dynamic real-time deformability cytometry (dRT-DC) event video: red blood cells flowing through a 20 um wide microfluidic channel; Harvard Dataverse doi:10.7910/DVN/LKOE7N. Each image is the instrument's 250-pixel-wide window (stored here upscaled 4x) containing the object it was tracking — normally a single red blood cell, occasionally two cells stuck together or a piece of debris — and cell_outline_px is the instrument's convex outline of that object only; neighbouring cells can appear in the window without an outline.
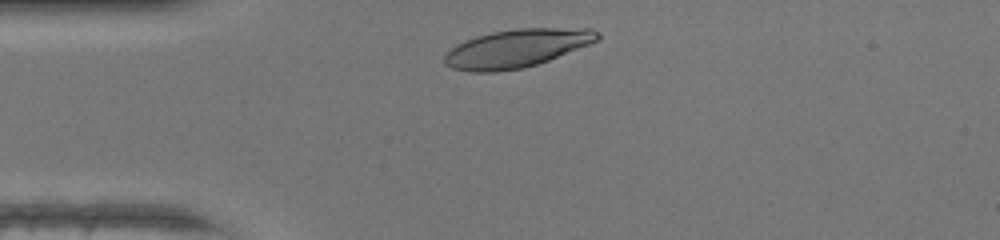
{"species": "human", "species_latin": "Homo sapiens", "temperature_condition": "warm", "stored_images_in_passage": 29, "camera_frame_rate_fps": 3000, "um_per_image_px": 0.085, "donor": {"sex": "female"}, "frame": {"image": 1, "passage_image": 3, "time_ms": 0.667, "image_size_px": [1000, 240], "cell_outline_px": [[600, 36], [596, 40], [588, 44], [548, 60], [524, 68], [496, 72], [472, 72], [452, 68], [444, 64], [444, 56], [456, 44], [476, 36], [492, 32], [516, 28], [592, 28], [600, 32]], "centroid_in_image_um": [43.89, 4.1], "position_along_channel_um": 41.1, "area_um2": 33.87}}
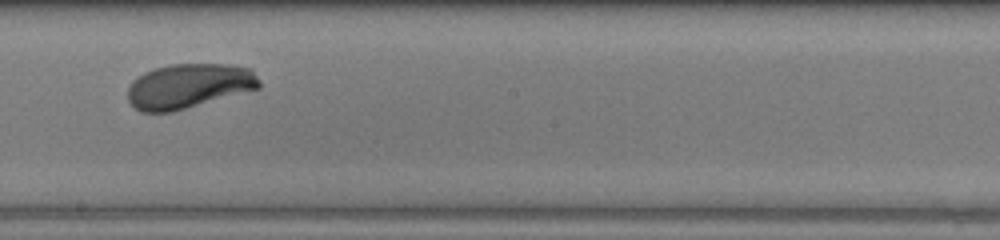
{"frame": {"image": 2, "passage_image": 18, "time_ms": 5.667, "image_size_px": [1000, 240], "cell_outline_px": [[260, 88], [172, 112], [140, 112], [128, 100], [128, 88], [132, 80], [144, 72], [156, 68], [172, 64], [228, 64], [252, 68], [260, 80]], "centroid_in_image_um": [16.06, 7.3], "position_along_channel_um": 232.1, "area_um2": 34.33}}
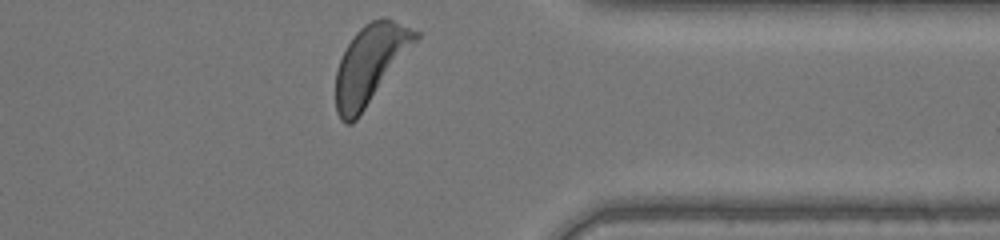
{"frame": {"image": 3, "passage_image": 29, "time_ms": 9.333, "image_size_px": [1000, 240], "cell_outline_px": [[420, 36], [356, 120], [352, 124], [344, 124], [340, 120], [336, 112], [336, 72], [340, 60], [348, 44], [356, 32], [364, 24], [380, 16], [384, 16], [420, 32]], "centroid_in_image_um": [31.44, 5.45], "position_along_channel_um": 380.0, "area_um2": 35.89}, "authors_computed_cell_mechanics": {"area_um2": 34.3332, "velocity_mm_per_s": 4.3331, "shape_relaxation_time_tau1_ms": 2.4282, "shape_relaxation_time_tau2_ms": null, "deformation_change_tau1": 0.1618, "deformation_change_tau2": null}}